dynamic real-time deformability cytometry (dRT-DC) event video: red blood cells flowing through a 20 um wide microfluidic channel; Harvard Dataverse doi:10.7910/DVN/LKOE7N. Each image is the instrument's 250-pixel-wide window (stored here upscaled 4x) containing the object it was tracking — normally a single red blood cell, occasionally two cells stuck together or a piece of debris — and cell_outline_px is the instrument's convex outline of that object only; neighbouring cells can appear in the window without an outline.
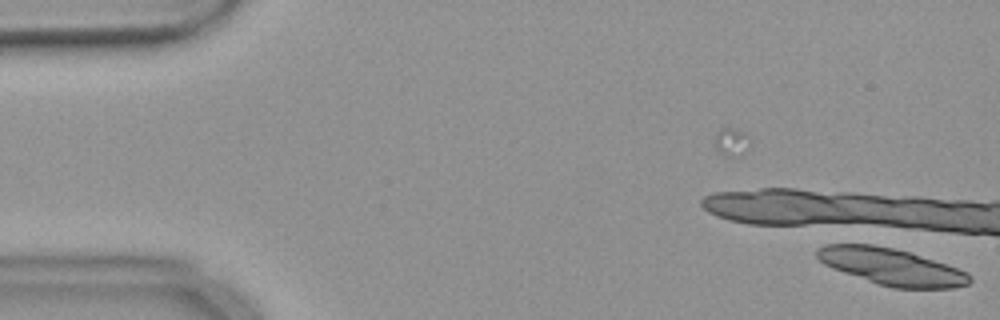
{"species": "common noctule bat (a hibernating species)", "species_latin": "Nyctalus noctula", "temperature_condition": "warm", "stored_images_in_passage": 10, "camera_frame_rate_fps": 3000, "um_per_image_px": 0.085, "animal": {"sex": "female", "body_mass_g": 18.4}, "frame": {"image": 1, "passage_image": 10, "time_ms": 3.0, "image_size_px": [1000, 320], "cell_outline_px": [[972, 280], [968, 284], [952, 288], [892, 288], [832, 268], [824, 264], [816, 256], [816, 252], [824, 244], [872, 244], [912, 252], [968, 272], [972, 276]], "centroid_in_image_um": [75.81, 22.66], "position_along_channel_um": 9.2, "area_um2": 32.43}}